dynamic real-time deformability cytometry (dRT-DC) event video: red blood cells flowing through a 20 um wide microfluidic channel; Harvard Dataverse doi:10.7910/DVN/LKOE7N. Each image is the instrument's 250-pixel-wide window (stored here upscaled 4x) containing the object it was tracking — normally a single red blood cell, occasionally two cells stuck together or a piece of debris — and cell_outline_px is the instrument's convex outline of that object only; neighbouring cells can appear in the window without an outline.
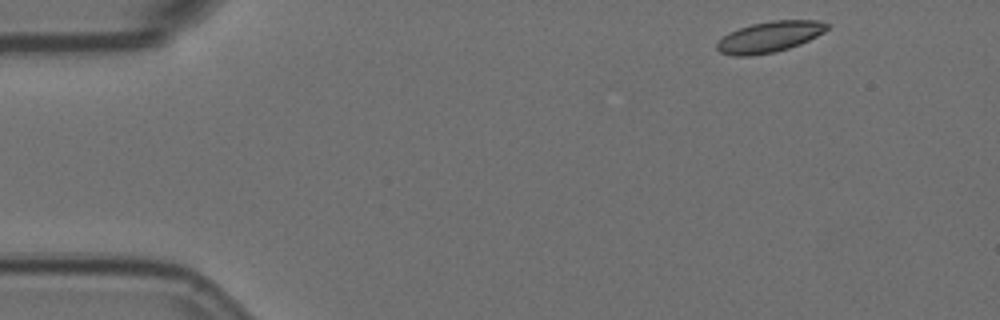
{"species": "Egyptian fruit bat (a non-hibernating species)", "species_latin": "Rousettus aegyptiacus", "temperature_condition": "room temperature", "stored_images_in_passage": 5, "segment_of_instrument_passage": [1, 2], "camera_frame_rate_fps": 3000, "um_per_image_px": 0.085, "animal": {"sex": "female"}, "frame": {"image": 1, "passage_image": 1, "time_ms": 0.0, "image_size_px": [1000, 320], "cell_outline_px": [[832, 24], [824, 32], [800, 44], [776, 52], [748, 56], [732, 56], [720, 52], [716, 48], [716, 44], [728, 32], [752, 24], [772, 20], [816, 20]], "centroid_in_image_um": [65.42, 3.13], "position_along_channel_um": 19.6, "area_um2": 19.83}}
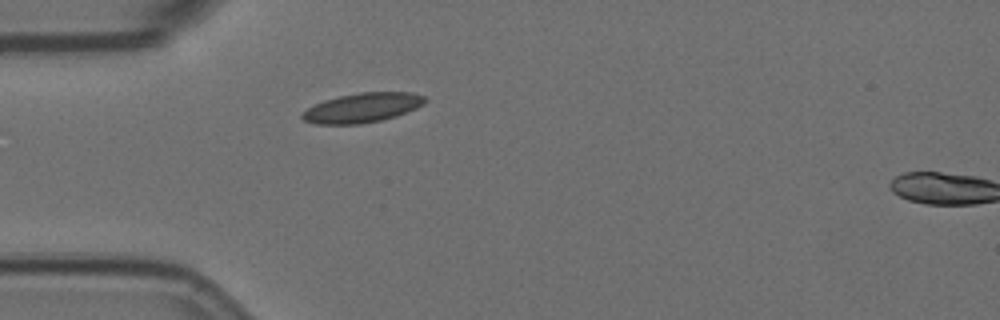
{"frame": {"image": 2, "passage_image": 4, "time_ms": 1.0, "image_size_px": [1000, 320], "cell_outline_px": [[428, 100], [424, 104], [416, 108], [396, 116], [380, 120], [360, 124], [316, 124], [304, 120], [300, 116], [308, 108], [324, 100], [340, 96], [360, 92], [412, 92], [424, 96]], "centroid_in_image_um": [30.83, 9.15], "position_along_channel_um": 54.2, "area_um2": 20.98}}